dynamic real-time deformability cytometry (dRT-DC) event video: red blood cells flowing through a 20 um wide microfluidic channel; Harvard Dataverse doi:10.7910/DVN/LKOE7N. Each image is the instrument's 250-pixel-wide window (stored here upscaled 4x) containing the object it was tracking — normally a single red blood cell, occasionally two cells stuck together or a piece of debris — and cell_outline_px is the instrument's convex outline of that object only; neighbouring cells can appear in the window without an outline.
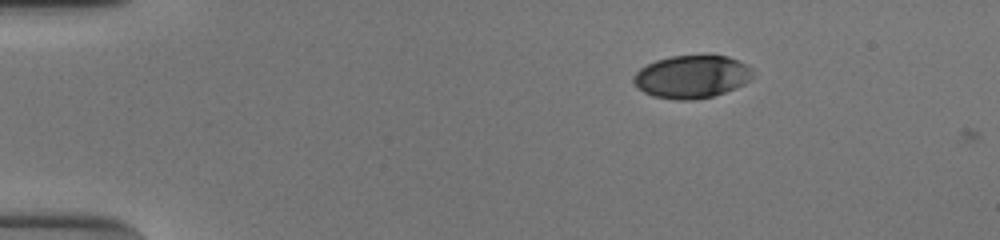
{"species": "human", "species_latin": "Homo sapiens", "temperature_condition": "cold", "stored_images_in_passage": 45, "camera_frame_rate_fps": 3000, "um_per_image_px": 0.085, "donor": {"sex": "male"}, "frame": {"image": 1, "passage_image": 1, "time_ms": 0.0, "image_size_px": [1000, 240], "cell_outline_px": [[752, 76], [744, 84], [736, 88], [712, 96], [692, 100], [676, 100], [652, 96], [644, 92], [632, 80], [632, 76], [640, 68], [656, 60], [672, 56], [728, 56], [748, 64], [752, 68]], "centroid_in_image_um": [58.8, 6.52], "position_along_channel_um": 26.2, "area_um2": 29.65}}
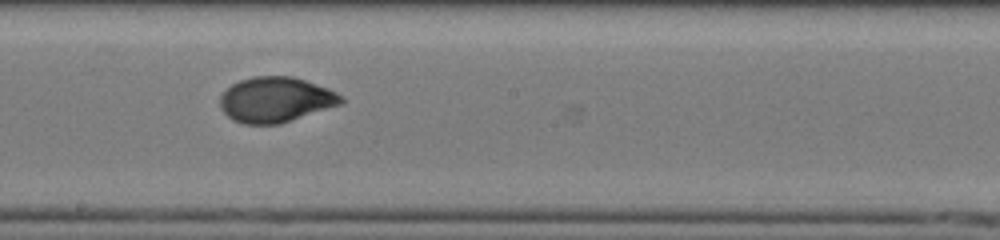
{"frame": {"image": 2, "passage_image": 23, "time_ms": 7.333, "image_size_px": [1000, 240], "cell_outline_px": [[344, 100], [340, 104], [280, 124], [244, 124], [232, 120], [220, 108], [220, 96], [232, 84], [240, 80], [252, 76], [292, 76], [328, 88], [344, 96]], "centroid_in_image_um": [23.42, 8.47], "position_along_channel_um": 224.8, "area_um2": 31.85}}
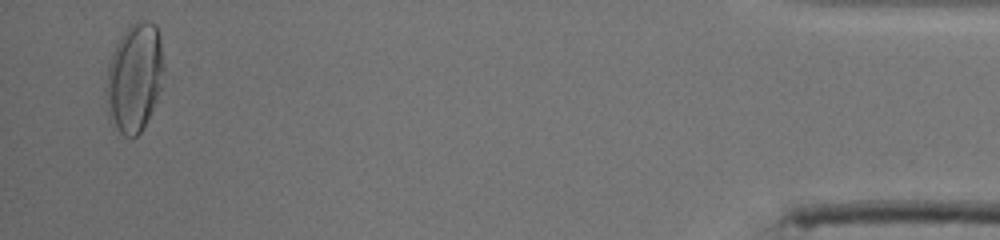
{"frame": {"image": 3, "passage_image": 44, "time_ms": 14.333, "image_size_px": [1000, 240], "cell_outline_px": [[164, 68], [160, 88], [152, 108], [140, 132], [132, 140], [124, 136], [108, 120], [108, 64], [112, 52], [120, 36], [136, 20], [148, 20], [156, 24], [160, 36], [164, 64]], "centroid_in_image_um": [11.45, 6.56], "position_along_channel_um": 423.8, "area_um2": 36.18}, "authors_computed_cell_mechanics": {"area_um2": 31.6166, "velocity_mm_per_s": 3.8981, "shape_relaxation_time_tau1_ms": 4.3132, "shape_relaxation_time_tau2_ms": 0.7701, "deformation_change_tau1": 0.1846, "deformation_change_tau2": 0.0368}}